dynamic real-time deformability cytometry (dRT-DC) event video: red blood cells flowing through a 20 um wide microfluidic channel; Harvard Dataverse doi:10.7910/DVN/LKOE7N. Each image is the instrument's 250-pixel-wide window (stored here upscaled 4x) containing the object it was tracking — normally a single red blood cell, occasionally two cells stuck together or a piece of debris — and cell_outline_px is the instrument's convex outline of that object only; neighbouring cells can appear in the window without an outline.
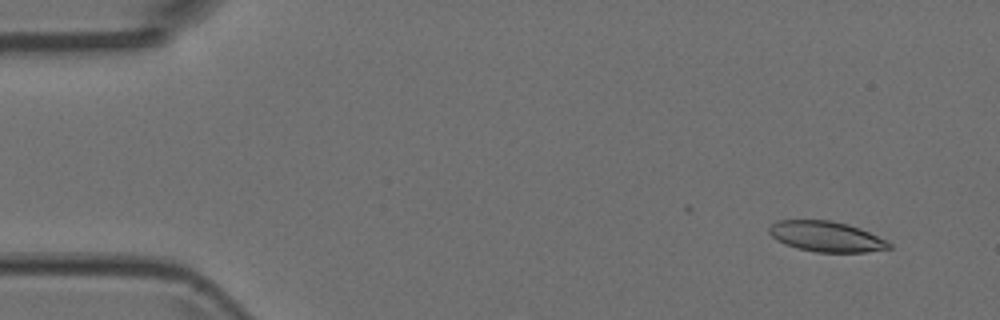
{"species": "Egyptian fruit bat (a non-hibernating species)", "species_latin": "Rousettus aegyptiacus", "temperature_condition": "room temperature", "stored_images_in_passage": 4, "camera_frame_rate_fps": 3000, "um_per_image_px": 0.085, "animal": {"sex": "female"}, "frame": {"image": 1, "passage_image": 1, "time_ms": 0.0, "image_size_px": [1000, 320], "cell_outline_px": [[892, 248], [864, 252], [816, 252], [796, 248], [784, 244], [776, 240], [768, 232], [768, 228], [776, 220], [832, 220], [848, 224], [860, 228], [888, 240], [892, 244]], "centroid_in_image_um": [70.23, 20.1], "position_along_channel_um": 14.8, "area_um2": 21.5}}
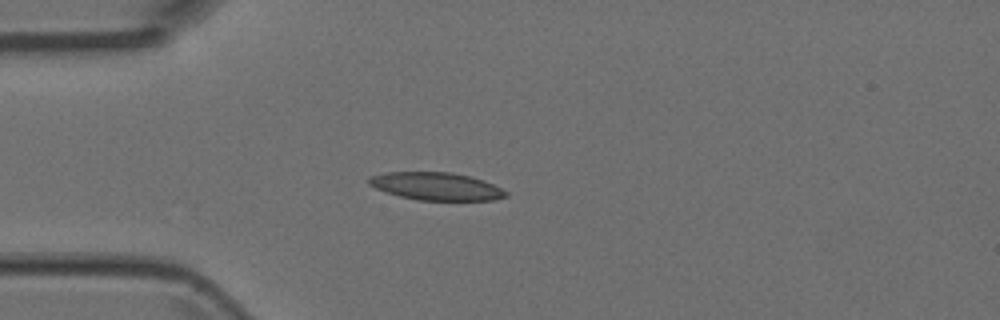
{"frame": {"image": 2, "passage_image": 4, "time_ms": 1.0, "image_size_px": [1000, 320], "cell_outline_px": [[508, 196], [492, 200], [420, 200], [400, 196], [376, 188], [368, 184], [368, 176], [384, 172], [448, 172], [468, 176], [484, 180], [508, 192]], "centroid_in_image_um": [37.06, 15.83], "position_along_channel_um": 47.9, "area_um2": 21.96}}